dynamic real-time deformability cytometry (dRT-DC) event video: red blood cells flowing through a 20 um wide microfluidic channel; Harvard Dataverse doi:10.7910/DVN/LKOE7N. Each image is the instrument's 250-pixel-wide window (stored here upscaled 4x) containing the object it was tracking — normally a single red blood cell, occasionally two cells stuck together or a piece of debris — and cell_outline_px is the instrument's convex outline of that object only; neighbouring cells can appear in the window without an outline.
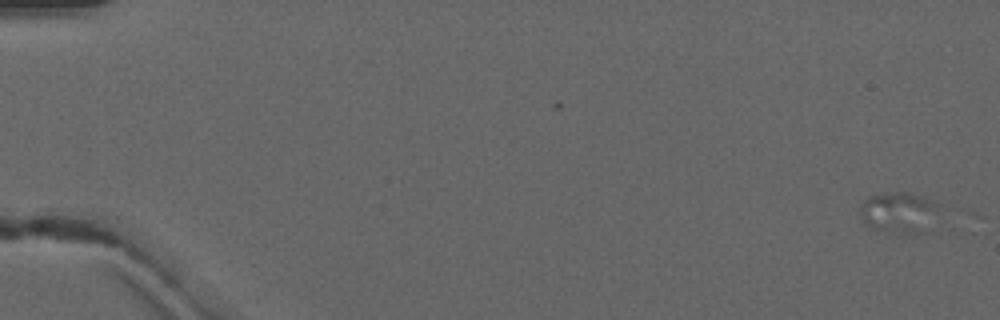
{"species": "common noctule bat (a hibernating species)", "species_latin": "Nyctalus noctula", "temperature_condition": "warm", "stored_images_in_passage": 4, "camera_frame_rate_fps": 3000, "um_per_image_px": 0.085, "animal": {"sex": "male", "forearm_length_mm": 52.5}, "frame": {"image": 1, "passage_image": 1, "time_ms": 0.0, "image_size_px": [1000, 320], "cell_outline_px": [[932, 208], [924, 232], [896, 232], [868, 228], [864, 224], [860, 212], [860, 208], [864, 200], [868, 196], [888, 192], [908, 192], [924, 196], [932, 204]], "centroid_in_image_um": [76.19, 18.02], "position_along_channel_um": 8.8, "area_um2": 17.63}}